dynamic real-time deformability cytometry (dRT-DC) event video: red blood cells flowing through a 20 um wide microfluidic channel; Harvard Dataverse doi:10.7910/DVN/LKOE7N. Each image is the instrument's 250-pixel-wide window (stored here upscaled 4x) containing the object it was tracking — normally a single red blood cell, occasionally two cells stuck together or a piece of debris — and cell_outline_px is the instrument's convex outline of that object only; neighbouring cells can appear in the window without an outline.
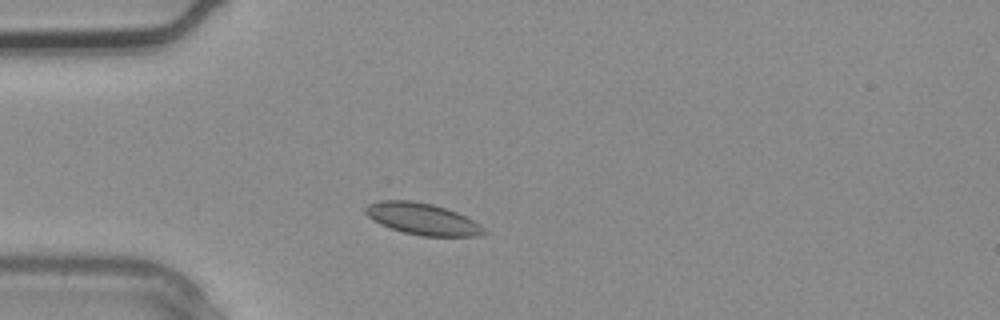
{"species": "common noctule bat (a hibernating species)", "species_latin": "Nyctalus noctula", "temperature_condition": "warm", "stored_images_in_passage": 2, "camera_frame_rate_fps": 3000, "um_per_image_px": 0.085, "animal": {"sex": "male", "body_mass_g": 20.4}, "frame": {"image": 1, "passage_image": 2, "time_ms": 0.333, "image_size_px": [1000, 320], "cell_outline_px": [[488, 232], [476, 236], [420, 236], [404, 232], [380, 224], [368, 216], [364, 212], [364, 208], [368, 204], [380, 200], [412, 200], [432, 204], [456, 212], [480, 224]], "centroid_in_image_um": [35.89, 18.6], "position_along_channel_um": 49.1, "area_um2": 21.68}}